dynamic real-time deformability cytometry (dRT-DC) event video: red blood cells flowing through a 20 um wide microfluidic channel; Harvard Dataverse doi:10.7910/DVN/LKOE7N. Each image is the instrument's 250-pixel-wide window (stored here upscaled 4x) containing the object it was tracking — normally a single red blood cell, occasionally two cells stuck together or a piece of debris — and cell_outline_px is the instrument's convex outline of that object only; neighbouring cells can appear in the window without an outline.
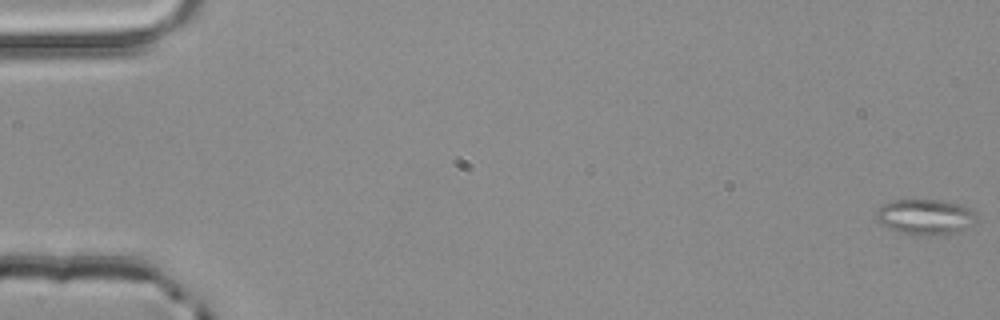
{"species": "common noctule bat (a hibernating species)", "species_latin": "Nyctalus noctula", "temperature_condition": "room temperature", "stored_images_in_passage": 5, "camera_frame_rate_fps": 3000, "um_per_image_px": 0.085, "animal": {"sex": "male", "body_mass_g": 20.4}, "frame": {"image": 1, "passage_image": 1, "time_ms": 0.0, "image_size_px": [1000, 320], "cell_outline_px": [[976, 224], [956, 232], [940, 236], [916, 236], [900, 232], [888, 228], [876, 220], [876, 212], [884, 204], [896, 200], [940, 200], [960, 204], [972, 208], [976, 212]], "centroid_in_image_um": [78.71, 18.46], "position_along_channel_um": 6.3, "area_um2": 21.1}}
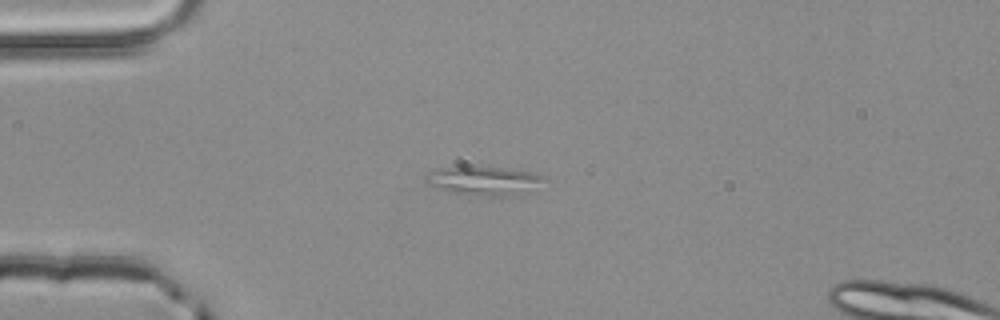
{"frame": {"image": 2, "passage_image": 4, "time_ms": 1.0, "image_size_px": [1000, 320], "cell_outline_px": [[544, 180], [524, 196], [480, 196], [456, 192], [432, 184], [428, 180], [428, 176], [432, 172], [440, 168], [504, 168], [532, 172], [544, 176]], "centroid_in_image_um": [41.33, 15.4], "position_along_channel_um": 43.7, "area_um2": 18.96}}